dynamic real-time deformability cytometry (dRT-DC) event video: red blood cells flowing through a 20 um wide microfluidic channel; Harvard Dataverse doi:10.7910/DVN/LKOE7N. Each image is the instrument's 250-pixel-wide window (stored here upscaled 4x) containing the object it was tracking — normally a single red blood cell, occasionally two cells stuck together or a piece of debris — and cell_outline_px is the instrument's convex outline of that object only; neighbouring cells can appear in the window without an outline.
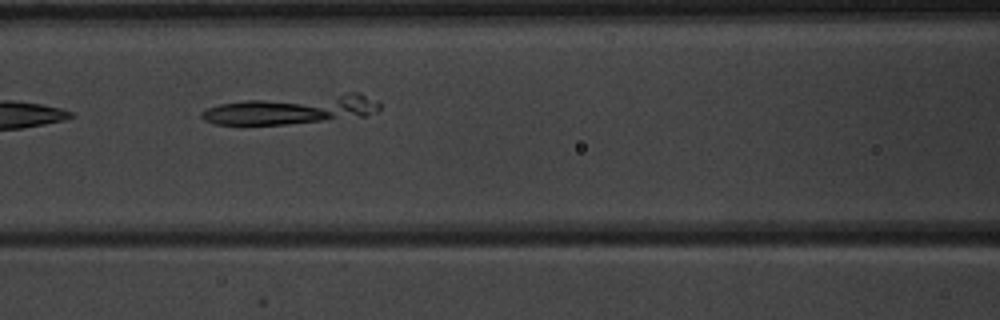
{"species": "common noctule bat (a hibernating species)", "species_latin": "Nyctalus noctula", "temperature_condition": "warm", "stored_images_in_passage": 9, "camera_frame_rate_fps": 3000, "um_per_image_px": 0.085, "animal": {"sex": "male", "body_mass_g": 20.1, "forearm_length_mm": 53.5}, "frame": {"image": 1, "passage_image": 7, "time_ms": 7.0, "image_size_px": [1000, 320], "cell_outline_px": [[380, 108], [376, 112], [364, 116], [288, 124], [216, 124], [204, 120], [200, 116], [200, 112], [208, 108], [220, 104], [244, 100], [348, 92], [360, 92], [376, 100], [380, 104]], "centroid_in_image_um": [24.86, 9.29], "position_along_channel_um": 141.7, "area_um2": 30.06}}
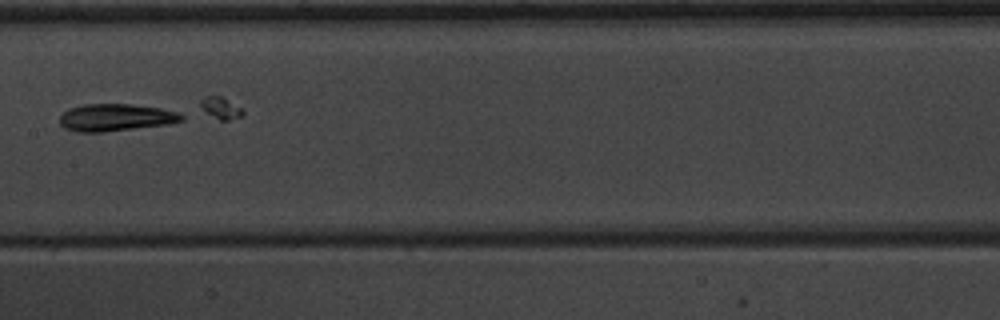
{"frame": {"image": 2, "passage_image": 8, "time_ms": 8.333, "image_size_px": [1000, 320], "cell_outline_px": [[184, 120], [168, 124], [104, 132], [80, 132], [64, 128], [60, 124], [60, 116], [68, 108], [84, 104], [132, 104], [160, 108], [176, 112], [184, 116]], "centroid_in_image_um": [9.82, 9.98], "position_along_channel_um": 197.6, "area_um2": 19.31}}